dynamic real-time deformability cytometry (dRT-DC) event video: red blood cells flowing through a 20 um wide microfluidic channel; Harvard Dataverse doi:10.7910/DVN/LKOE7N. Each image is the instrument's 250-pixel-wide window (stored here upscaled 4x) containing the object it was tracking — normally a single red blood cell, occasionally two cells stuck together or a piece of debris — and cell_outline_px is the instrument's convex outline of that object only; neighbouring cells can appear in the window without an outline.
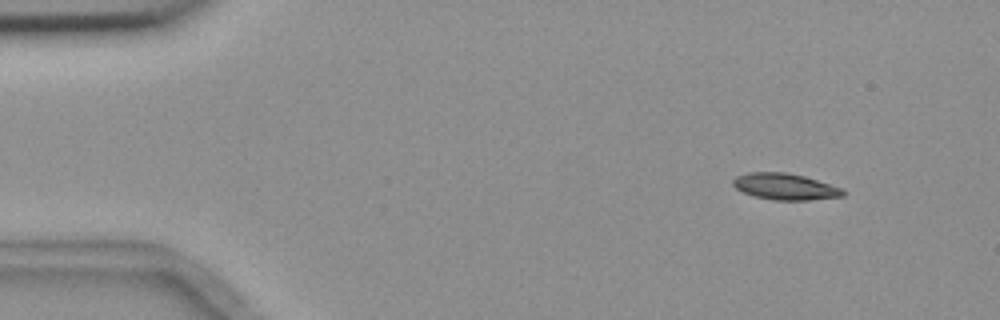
{"species": "common noctule bat (a hibernating species)", "species_latin": "Nyctalus noctula", "temperature_condition": "room temperature", "stored_images_in_passage": 4, "camera_frame_rate_fps": 3000, "um_per_image_px": 0.085, "animal": {"sex": "female", "body_mass_g": 18.4}, "frame": {"image": 1, "passage_image": 1, "time_ms": 0.0, "image_size_px": [1000, 320], "cell_outline_px": [[844, 196], [808, 200], [772, 200], [756, 196], [744, 192], [736, 188], [732, 184], [732, 180], [736, 176], [748, 172], [788, 172], [804, 176], [844, 188]], "centroid_in_image_um": [66.74, 15.85], "position_along_channel_um": 18.3, "area_um2": 16.94}}